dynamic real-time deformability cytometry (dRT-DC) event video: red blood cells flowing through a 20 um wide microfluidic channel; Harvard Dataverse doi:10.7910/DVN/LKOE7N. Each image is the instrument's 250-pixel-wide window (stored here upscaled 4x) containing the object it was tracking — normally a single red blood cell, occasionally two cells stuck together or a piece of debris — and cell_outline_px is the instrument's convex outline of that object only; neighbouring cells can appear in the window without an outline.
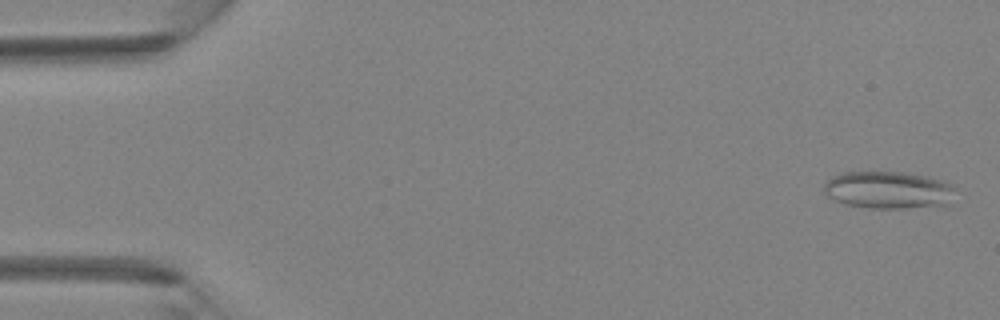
{"species": "Egyptian fruit bat (a non-hibernating species)", "species_latin": "Rousettus aegyptiacus", "temperature_condition": "room temperature", "stored_images_in_passage": 5, "camera_frame_rate_fps": 3000, "um_per_image_px": 0.085, "animal": {"sex": "female"}, "frame": {"image": 1, "passage_image": 1, "time_ms": 0.0, "image_size_px": [1000, 320], "cell_outline_px": [[952, 188], [948, 208], [868, 208], [844, 204], [828, 196], [824, 192], [824, 184], [832, 176], [844, 172], [900, 172], [924, 176], [940, 180], [948, 184]], "centroid_in_image_um": [75.5, 16.18], "position_along_channel_um": 9.5, "area_um2": 28.67}}